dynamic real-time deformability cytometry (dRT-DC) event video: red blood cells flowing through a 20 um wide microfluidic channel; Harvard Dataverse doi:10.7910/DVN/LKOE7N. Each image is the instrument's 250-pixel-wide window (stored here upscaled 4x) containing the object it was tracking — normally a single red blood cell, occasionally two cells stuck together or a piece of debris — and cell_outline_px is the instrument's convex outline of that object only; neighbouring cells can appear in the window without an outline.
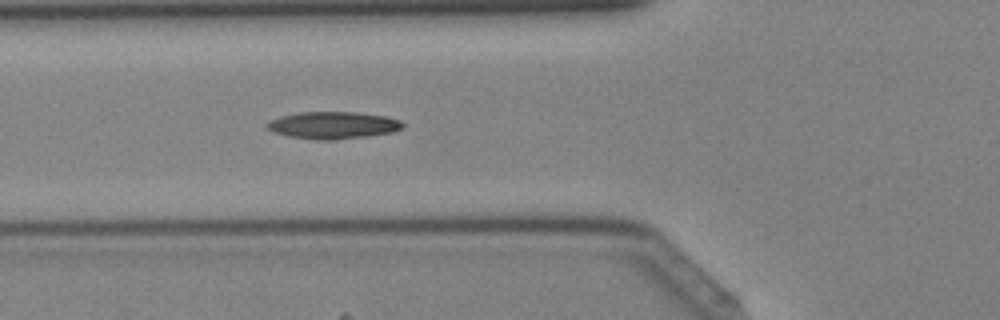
{"species": "Egyptian fruit bat (a non-hibernating species)", "species_latin": "Rousettus aegyptiacus", "temperature_condition": "cold", "stored_images_in_passage": 43, "camera_frame_rate_fps": 3000, "um_per_image_px": 0.085, "animal": {"sex": "female"}, "frame": {"image": 1, "passage_image": 15, "time_ms": 4.667, "image_size_px": [1000, 320], "cell_outline_px": [[404, 128], [392, 132], [368, 136], [336, 140], [316, 140], [288, 136], [276, 132], [268, 128], [268, 124], [272, 120], [280, 116], [300, 112], [356, 112], [384, 116], [400, 120], [404, 124]], "centroid_in_image_um": [28.36, 10.65], "position_along_channel_um": 97.4, "area_um2": 21.33}}
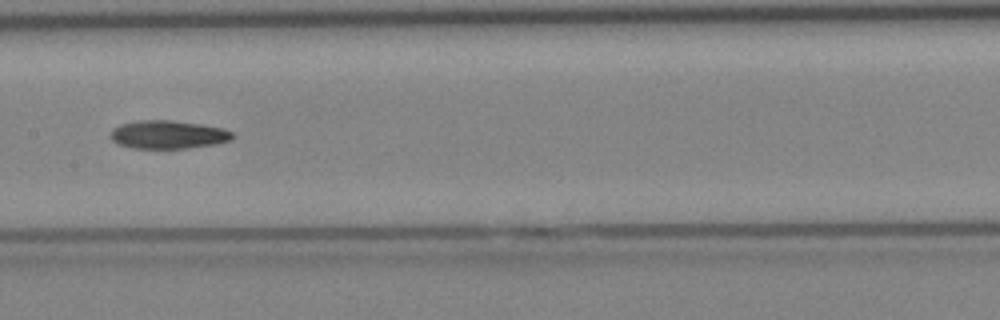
{"frame": {"image": 2, "passage_image": 21, "time_ms": 6.667, "image_size_px": [1000, 320], "cell_outline_px": [[236, 136], [232, 140], [216, 144], [188, 148], [132, 148], [120, 144], [112, 140], [108, 136], [112, 128], [120, 124], [136, 120], [172, 120], [200, 124], [224, 128], [232, 132]], "centroid_in_image_um": [14.29, 11.43], "position_along_channel_um": 193.1, "area_um2": 20.35}}
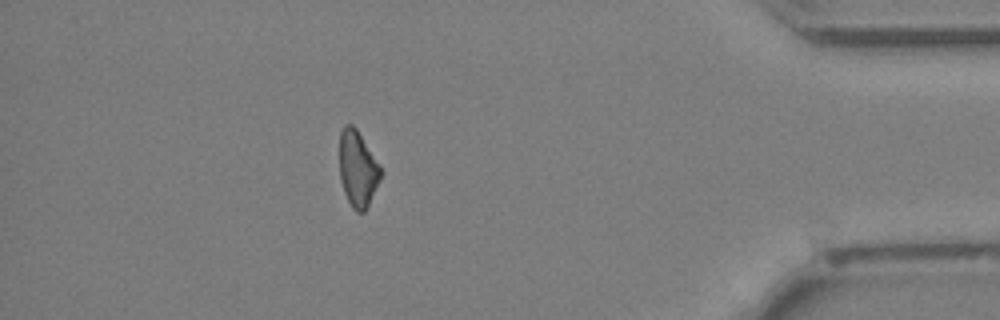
{"frame": {"image": 3, "passage_image": 37, "time_ms": 12.0, "image_size_px": [1000, 320], "cell_outline_px": [[380, 180], [364, 212], [356, 212], [352, 208], [344, 192], [340, 180], [340, 132], [344, 124], [352, 124], [356, 128], [380, 168]], "centroid_in_image_um": [30.37, 14.36], "position_along_channel_um": 404.8, "area_um2": 17.74}}